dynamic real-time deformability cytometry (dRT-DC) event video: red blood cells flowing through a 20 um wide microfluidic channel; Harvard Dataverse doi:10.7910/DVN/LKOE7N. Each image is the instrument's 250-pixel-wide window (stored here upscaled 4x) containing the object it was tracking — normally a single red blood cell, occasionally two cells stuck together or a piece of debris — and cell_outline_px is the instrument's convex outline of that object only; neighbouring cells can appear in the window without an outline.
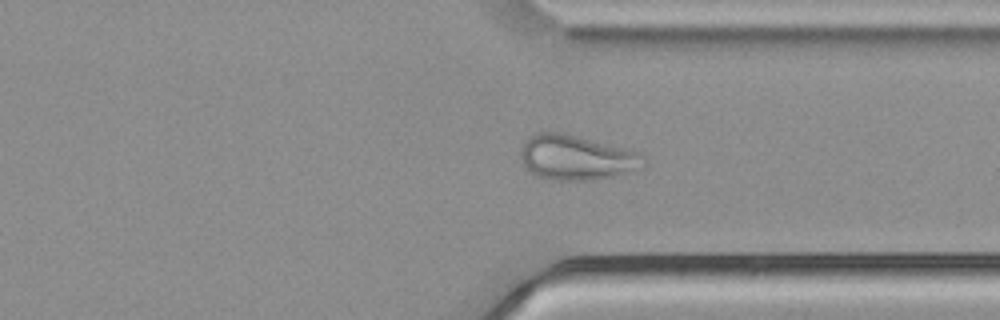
{"species": "common noctule bat (a hibernating species)", "species_latin": "Nyctalus noctula", "temperature_condition": "cold", "stored_images_in_passage": 49, "camera_frame_rate_fps": 3000, "um_per_image_px": 0.085, "animal": {"sex": "male", "body_mass_g": 21.5, "forearm_length_mm": 52.0}, "frame": {"image": 1, "passage_image": 42, "time_ms": 13.667, "image_size_px": [1000, 320], "cell_outline_px": [[644, 168], [632, 172], [612, 176], [588, 180], [556, 180], [536, 176], [524, 164], [520, 156], [520, 148], [528, 136], [536, 132], [560, 132], [636, 152], [644, 156]], "centroid_in_image_um": [48.96, 13.4], "position_along_channel_um": 362.4, "area_um2": 31.73}}